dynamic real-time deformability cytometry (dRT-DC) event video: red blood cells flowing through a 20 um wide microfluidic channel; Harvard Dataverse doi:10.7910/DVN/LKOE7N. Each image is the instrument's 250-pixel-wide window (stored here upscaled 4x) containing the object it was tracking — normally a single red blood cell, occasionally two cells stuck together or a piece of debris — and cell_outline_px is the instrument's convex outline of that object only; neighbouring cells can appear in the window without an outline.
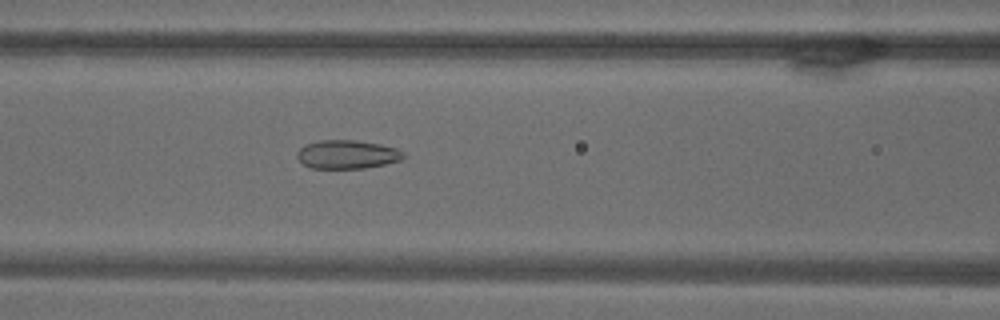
{"species": "common noctule bat (a hibernating species)", "species_latin": "Nyctalus noctula", "temperature_condition": "warm", "stored_images_in_passage": 53, "camera_frame_rate_fps": 3000, "um_per_image_px": 0.085, "animal": {"sex": "male", "body_mass_g": 18.8}, "frame": {"image": 1, "passage_image": 14, "time_ms": 4.333, "image_size_px": [1000, 320], "cell_outline_px": [[408, 156], [400, 160], [384, 164], [364, 168], [312, 168], [304, 164], [296, 156], [296, 152], [304, 144], [320, 140], [356, 140], [380, 144], [396, 148], [404, 152]], "centroid_in_image_um": [29.52, 13.11], "position_along_channel_um": 137.1, "area_um2": 17.8}}
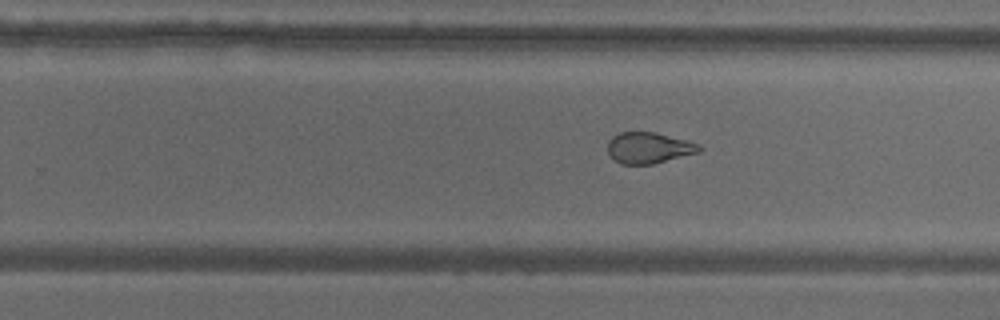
{"frame": {"image": 2, "passage_image": 28, "time_ms": 9.0, "image_size_px": [1000, 320], "cell_outline_px": [[704, 148], [700, 152], [652, 164], [620, 164], [608, 152], [608, 140], [612, 136], [620, 132], [656, 132], [688, 140]], "centroid_in_image_um": [55.16, 12.55], "position_along_channel_um": 274.6, "area_um2": 16.59}}
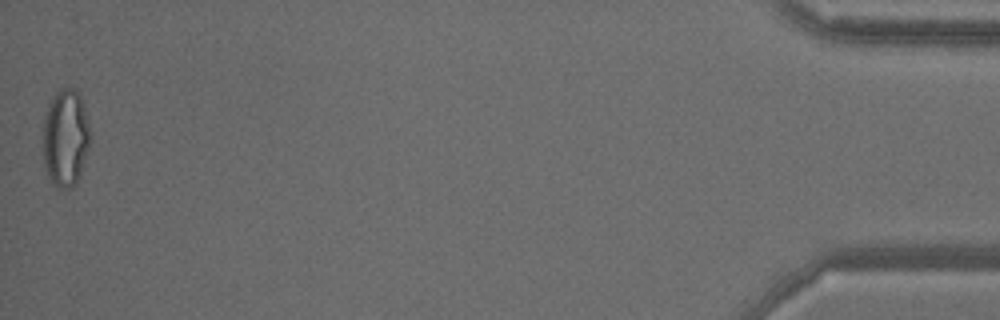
{"frame": {"image": 3, "passage_image": 53, "time_ms": 17.333, "image_size_px": [1000, 320], "cell_outline_px": [[92, 140], [80, 176], [76, 184], [68, 188], [56, 188], [52, 184], [44, 168], [44, 116], [48, 104], [52, 96], [60, 88], [72, 88], [80, 96], [92, 132]], "centroid_in_image_um": [5.59, 11.75], "position_along_channel_um": 429.6, "area_um2": 27.28}}